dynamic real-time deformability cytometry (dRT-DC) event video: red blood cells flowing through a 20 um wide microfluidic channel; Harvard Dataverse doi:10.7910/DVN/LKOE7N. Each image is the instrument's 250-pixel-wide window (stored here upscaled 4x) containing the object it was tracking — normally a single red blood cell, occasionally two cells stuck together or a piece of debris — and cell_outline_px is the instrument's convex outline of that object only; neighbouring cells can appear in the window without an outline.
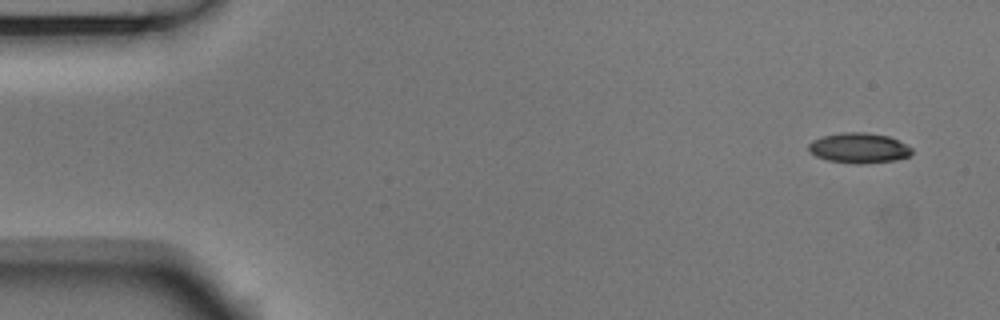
{"species": "Egyptian fruit bat (a non-hibernating species)", "species_latin": "Rousettus aegyptiacus", "temperature_condition": "room temperature", "stored_images_in_passage": 3, "camera_frame_rate_fps": 3000, "um_per_image_px": 0.085, "animal": {"sex": "male"}, "frame": {"image": 1, "passage_image": 1, "time_ms": 0.0, "image_size_px": [1000, 320], "cell_outline_px": [[912, 152], [908, 156], [896, 160], [860, 164], [856, 164], [828, 160], [816, 156], [808, 152], [808, 144], [812, 140], [820, 136], [840, 132], [864, 132], [888, 136], [912, 148]], "centroid_in_image_um": [72.95, 12.57], "position_along_channel_um": 12.1, "area_um2": 18.21}}